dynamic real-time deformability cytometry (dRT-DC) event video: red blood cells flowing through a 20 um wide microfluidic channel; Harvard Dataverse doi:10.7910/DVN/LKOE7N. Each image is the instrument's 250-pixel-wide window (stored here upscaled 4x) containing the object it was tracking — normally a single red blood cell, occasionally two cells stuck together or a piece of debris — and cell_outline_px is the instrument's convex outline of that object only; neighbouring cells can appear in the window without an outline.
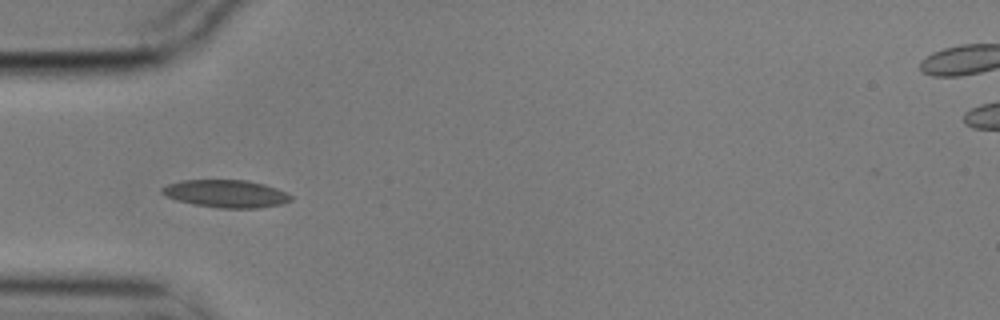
{"species": "common noctule bat (a hibernating species)", "species_latin": "Nyctalus noctula", "temperature_condition": "cold", "stored_images_in_passage": 9, "camera_frame_rate_fps": 3000, "um_per_image_px": 0.085, "animal": {"sex": "male", "body_mass_g": 17.9}, "frame": {"image": 1, "passage_image": 3, "time_ms": 0.667, "image_size_px": [1000, 320], "cell_outline_px": [[292, 200], [280, 204], [260, 208], [220, 208], [192, 204], [176, 200], [160, 192], [160, 188], [168, 184], [184, 180], [248, 180], [264, 184], [276, 188], [292, 196]], "centroid_in_image_um": [19.2, 16.46], "position_along_channel_um": 65.8, "area_um2": 20.69}}
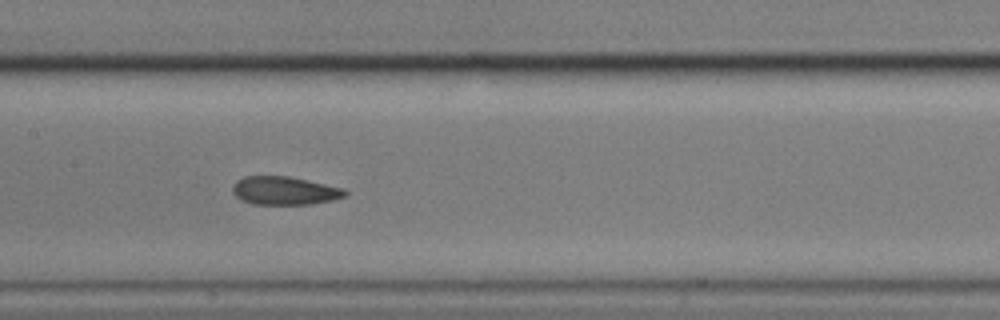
{"frame": {"image": 2, "passage_image": 6, "time_ms": 1.667, "image_size_px": [1000, 320], "cell_outline_px": [[348, 196], [332, 200], [312, 204], [252, 204], [240, 200], [232, 192], [232, 188], [236, 180], [244, 176], [288, 176], [324, 184], [340, 188], [348, 192]], "centroid_in_image_um": [24.15, 16.21], "position_along_channel_um": 183.3, "area_um2": 18.5}}
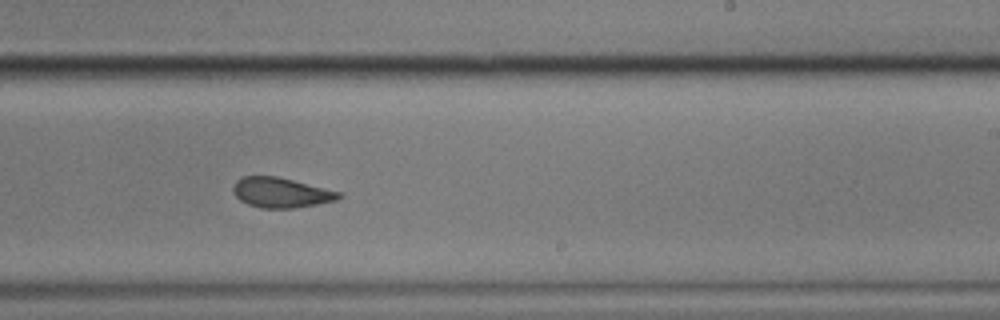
{"frame": {"image": 3, "passage_image": 8, "time_ms": 2.333, "image_size_px": [1000, 320], "cell_outline_px": [[344, 196], [336, 200], [316, 204], [292, 208], [260, 208], [248, 204], [240, 200], [236, 196], [232, 188], [236, 180], [240, 176], [276, 176], [340, 192]], "centroid_in_image_um": [23.85, 16.37], "position_along_channel_um": 265.2, "area_um2": 18.32}}